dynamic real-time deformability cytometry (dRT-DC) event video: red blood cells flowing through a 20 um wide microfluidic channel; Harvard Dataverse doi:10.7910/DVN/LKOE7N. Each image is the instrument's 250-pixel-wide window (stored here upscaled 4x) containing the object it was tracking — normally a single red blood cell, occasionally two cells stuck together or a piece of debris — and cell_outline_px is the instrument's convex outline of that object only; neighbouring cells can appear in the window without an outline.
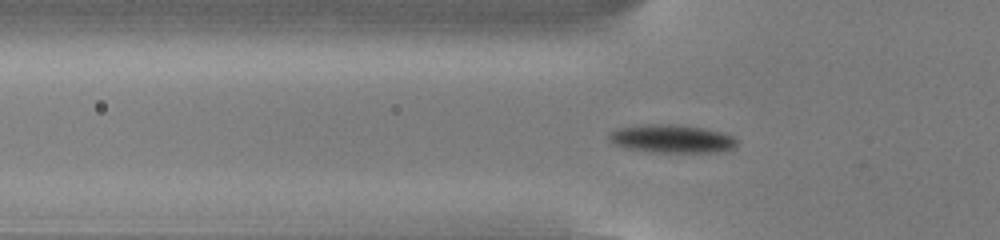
{"species": "common noctule bat (a hibernating species)", "species_latin": "Nyctalus noctula", "temperature_condition": "cold", "stored_images_in_passage": 48, "camera_frame_rate_fps": 3000, "um_per_image_px": 0.085, "animal": {"sex": "male", "body_mass_g": 13.0, "forearm_length_mm": 53.1}, "frame": {"image": 1, "passage_image": 15, "time_ms": 4.667, "image_size_px": [1000, 240], "cell_outline_px": [[736, 144], [732, 148], [724, 152], [652, 152], [628, 148], [612, 144], [608, 140], [608, 132], [616, 128], [644, 124], [676, 124], [704, 128], [720, 132], [732, 136], [736, 140]], "centroid_in_image_um": [57.04, 11.79], "position_along_channel_um": 68.8, "area_um2": 21.15}}
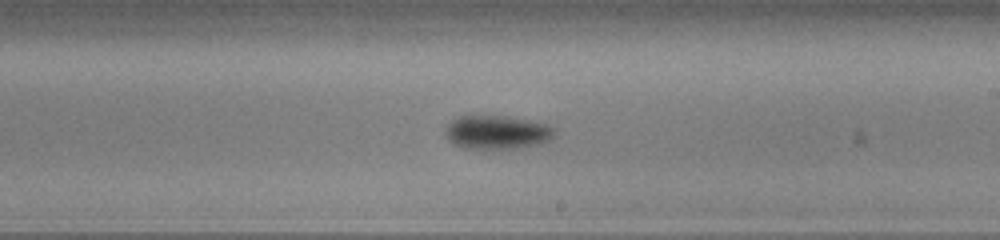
{"frame": {"image": 2, "passage_image": 29, "time_ms": 9.333, "image_size_px": [1000, 240], "cell_outline_px": [[556, 136], [540, 144], [524, 148], [464, 148], [448, 140], [444, 136], [448, 124], [452, 120], [460, 116], [508, 116], [548, 124], [556, 128]], "centroid_in_image_um": [42.3, 11.24], "position_along_channel_um": 246.7, "area_um2": 21.56}}
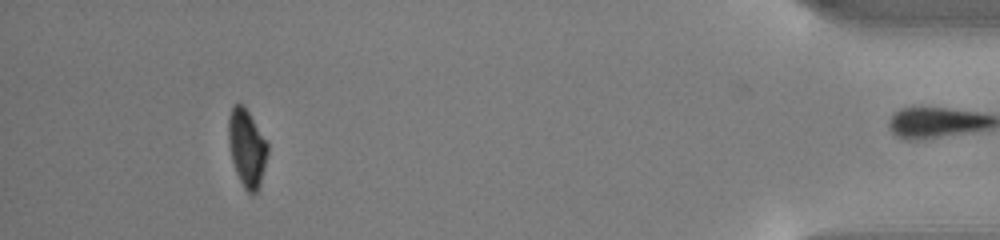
{"frame": {"image": 3, "passage_image": 47, "time_ms": 15.333, "image_size_px": [1000, 240], "cell_outline_px": [[268, 152], [260, 184], [256, 192], [252, 196], [244, 188], [236, 172], [232, 160], [228, 144], [228, 116], [232, 104], [244, 104], [268, 144]], "centroid_in_image_um": [20.96, 12.55], "position_along_channel_um": 414.2, "area_um2": 17.74}, "authors_computed_cell_mechanics": {"area_um2": 19.5364, "velocity_mm_per_s": 3.8393, "shape_relaxation_time_tau1_ms": 2.071, "shape_relaxation_time_tau2_ms": null, "deformation_change_tau1": 0.0928, "deformation_change_tau2": null}}